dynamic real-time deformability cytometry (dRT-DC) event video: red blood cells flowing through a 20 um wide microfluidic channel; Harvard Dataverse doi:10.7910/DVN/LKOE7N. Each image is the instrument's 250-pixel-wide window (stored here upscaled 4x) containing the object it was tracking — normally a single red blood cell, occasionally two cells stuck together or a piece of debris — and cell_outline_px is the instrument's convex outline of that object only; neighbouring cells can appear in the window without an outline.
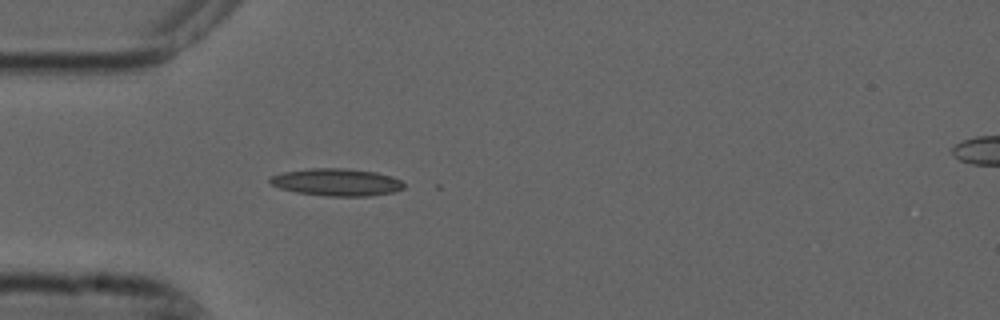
{"species": "common noctule bat (a hibernating species)", "species_latin": "Nyctalus noctula", "temperature_condition": "cold", "stored_images_in_passage": 4, "camera_frame_rate_fps": 3000, "um_per_image_px": 0.085, "animal": {"sex": "male", "forearm_length_mm": 52.5}, "frame": {"image": 1, "passage_image": 3, "time_ms": 0.667, "image_size_px": [1000, 320], "cell_outline_px": [[404, 188], [396, 192], [372, 196], [324, 196], [296, 192], [280, 188], [272, 184], [268, 180], [272, 176], [284, 172], [312, 168], [344, 168], [376, 172], [392, 176], [400, 180], [404, 184]], "centroid_in_image_um": [28.66, 15.49], "position_along_channel_um": 56.3, "area_um2": 21.39}}